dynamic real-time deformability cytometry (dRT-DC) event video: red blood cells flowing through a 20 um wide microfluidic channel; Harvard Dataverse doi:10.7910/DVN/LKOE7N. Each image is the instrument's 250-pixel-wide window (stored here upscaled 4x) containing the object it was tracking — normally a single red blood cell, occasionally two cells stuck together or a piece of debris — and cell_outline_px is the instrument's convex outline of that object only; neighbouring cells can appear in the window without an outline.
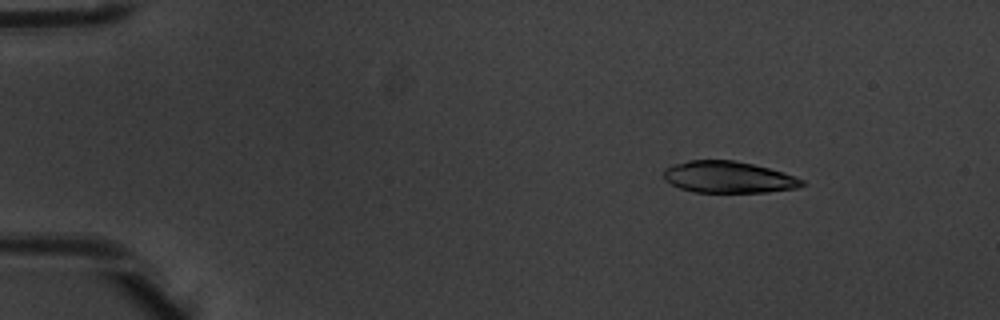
{"species": "common noctule bat (a hibernating species)", "species_latin": "Nyctalus noctula", "temperature_condition": "warm", "stored_images_in_passage": 6, "camera_frame_rate_fps": 3000, "um_per_image_px": 0.085, "animal": {"sex": "male", "body_mass_g": 20.1, "forearm_length_mm": 53.5}, "frame": {"image": 1, "passage_image": 2, "time_ms": 0.333, "image_size_px": [1000, 320], "cell_outline_px": [[808, 184], [800, 188], [768, 192], [696, 192], [680, 188], [664, 180], [664, 168], [688, 160], [732, 160], [752, 164], [784, 172], [796, 176], [804, 180]], "centroid_in_image_um": [61.98, 15.06], "position_along_channel_um": 23.0, "area_um2": 25.61}}
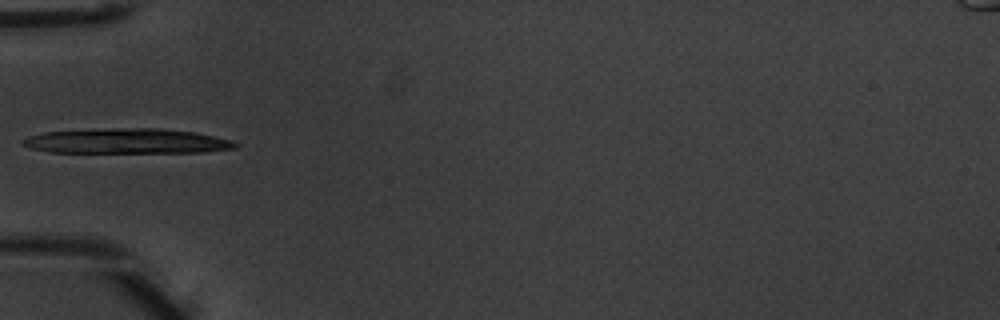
{"frame": {"image": 2, "passage_image": 5, "time_ms": 1.333, "image_size_px": [1000, 320], "cell_outline_px": [[240, 144], [236, 148], [204, 152], [48, 152], [32, 148], [20, 144], [20, 140], [28, 136], [44, 132], [92, 128], [160, 128], [196, 132], [232, 140]], "centroid_in_image_um": [10.76, 11.98], "position_along_channel_um": 74.2, "area_um2": 31.39}}